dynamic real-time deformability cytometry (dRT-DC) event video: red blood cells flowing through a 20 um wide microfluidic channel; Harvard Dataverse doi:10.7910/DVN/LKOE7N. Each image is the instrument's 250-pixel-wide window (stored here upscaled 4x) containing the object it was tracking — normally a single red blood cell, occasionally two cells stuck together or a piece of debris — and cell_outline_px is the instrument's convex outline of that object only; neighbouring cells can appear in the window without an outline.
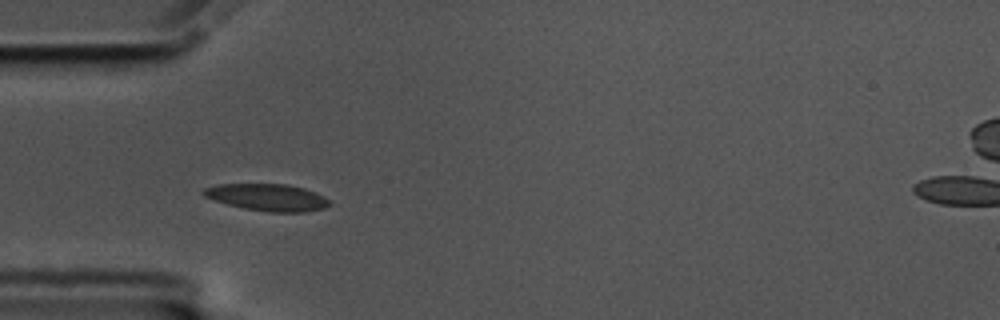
{"species": "common noctule bat (a hibernating species)", "species_latin": "Nyctalus noctula", "temperature_condition": "cold", "stored_images_in_passage": 32, "camera_frame_rate_fps": 3000, "um_per_image_px": 0.085, "animal": {"sex": "male", "body_mass_g": 17.5, "forearm_length_mm": 52.3}, "frame": {"image": 1, "passage_image": 1, "time_ms": 0.0, "image_size_px": [1000, 320], "cell_outline_px": [[332, 204], [324, 208], [304, 212], [268, 212], [244, 208], [228, 204], [204, 196], [200, 192], [204, 188], [216, 184], [288, 184], [304, 188], [316, 192], [324, 196]], "centroid_in_image_um": [22.74, 16.77], "position_along_channel_um": 62.3, "area_um2": 19.83}}
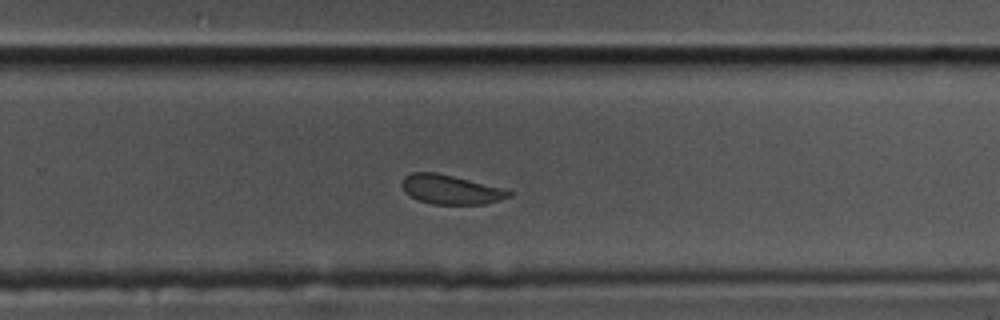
{"frame": {"image": 2, "passage_image": 21, "time_ms": 6.667, "image_size_px": [1000, 320], "cell_outline_px": [[512, 196], [500, 200], [484, 204], [432, 204], [420, 200], [404, 192], [400, 184], [404, 176], [412, 172], [436, 172], [504, 188], [512, 192]], "centroid_in_image_um": [38.3, 16.1], "position_along_channel_um": 291.5, "area_um2": 18.26}}
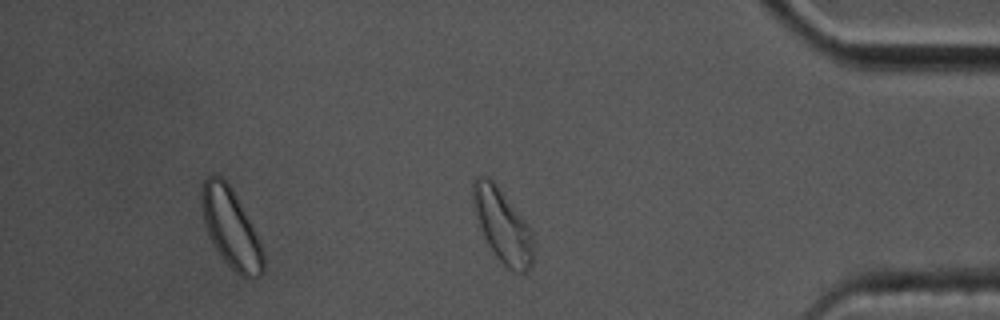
{"frame": {"image": 3, "passage_image": 32, "time_ms": 10.333, "image_size_px": [1000, 320], "cell_outline_px": [[532, 264], [528, 272], [516, 272], [508, 268], [496, 256], [488, 244], [484, 236], [472, 204], [472, 180], [476, 176], [488, 176], [496, 184], [524, 220], [532, 232]], "centroid_in_image_um": [42.69, 19.15], "position_along_channel_um": 392.5, "area_um2": 25.37}, "authors_computed_cell_mechanics": {"area_um2": 19.2185, "velocity_mm_per_s": 3.4633, "shape_relaxation_time_tau1_ms": 8.9607, "shape_relaxation_time_tau2_ms": 3.5991, "deformation_change_tau1": 0.1277, "deformation_change_tau2": 0.0877}}